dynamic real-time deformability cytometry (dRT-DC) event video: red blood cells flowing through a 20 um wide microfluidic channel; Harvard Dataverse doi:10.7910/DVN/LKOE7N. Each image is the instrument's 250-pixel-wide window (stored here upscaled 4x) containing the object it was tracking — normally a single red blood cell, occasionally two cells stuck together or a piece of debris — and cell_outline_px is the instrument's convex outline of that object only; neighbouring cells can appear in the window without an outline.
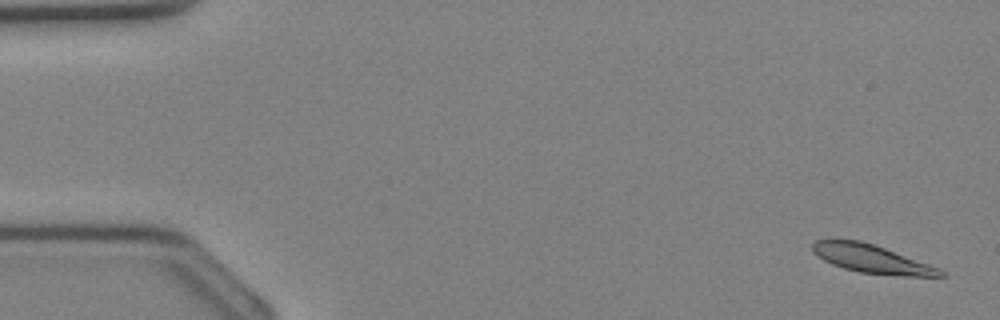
{"species": "Egyptian fruit bat (a non-hibernating species)", "species_latin": "Rousettus aegyptiacus", "temperature_condition": "cold", "stored_images_in_passage": 36, "camera_frame_rate_fps": 3000, "um_per_image_px": 0.085, "animal": {"sex": "female"}, "frame": {"image": 1, "passage_image": 2, "time_ms": 0.333, "image_size_px": [1000, 320], "cell_outline_px": [[948, 276], [904, 276], [860, 272], [844, 268], [832, 264], [816, 256], [812, 252], [812, 244], [816, 240], [860, 240], [876, 244], [940, 268], [948, 272]], "centroid_in_image_um": [74.14, 22.0], "position_along_channel_um": 10.9, "area_um2": 21.27}}
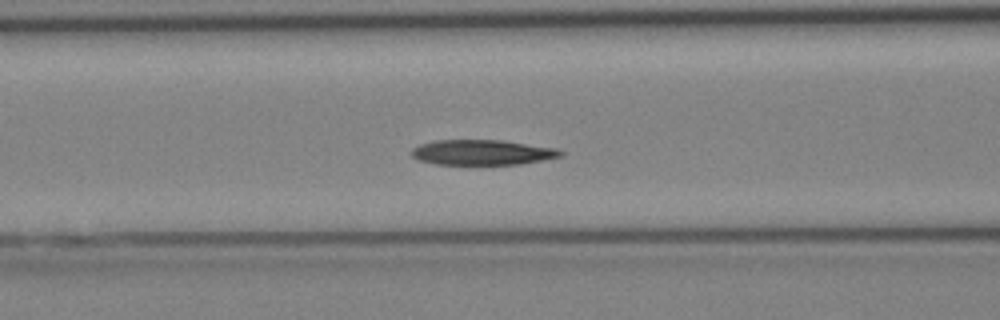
{"frame": {"image": 2, "passage_image": 15, "time_ms": 4.667, "image_size_px": [1000, 320], "cell_outline_px": [[564, 152], [560, 156], [520, 164], [436, 164], [420, 160], [412, 156], [412, 148], [420, 144], [436, 140], [504, 140], [556, 148]], "centroid_in_image_um": [40.98, 12.94], "position_along_channel_um": 125.6, "area_um2": 21.68}}
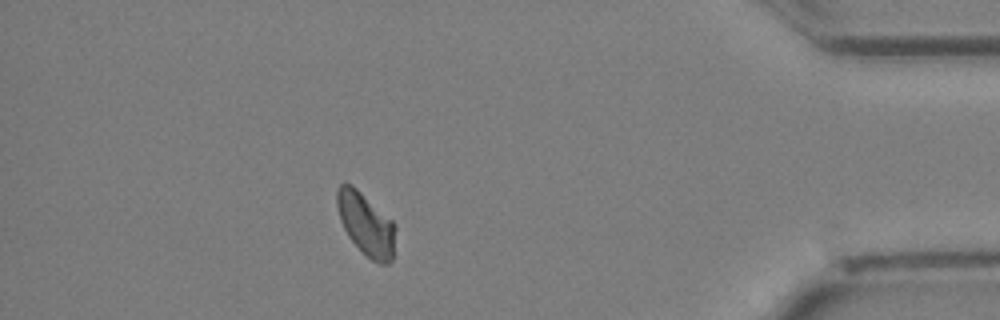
{"frame": {"image": 3, "passage_image": 32, "time_ms": 10.333, "image_size_px": [1000, 320], "cell_outline_px": [[396, 228], [392, 260], [388, 264], [380, 264], [372, 260], [348, 236], [340, 220], [336, 204], [336, 188], [340, 184], [352, 184], [392, 220], [396, 224]], "centroid_in_image_um": [31.11, 19.03], "position_along_channel_um": 404.1, "area_um2": 21.21}}